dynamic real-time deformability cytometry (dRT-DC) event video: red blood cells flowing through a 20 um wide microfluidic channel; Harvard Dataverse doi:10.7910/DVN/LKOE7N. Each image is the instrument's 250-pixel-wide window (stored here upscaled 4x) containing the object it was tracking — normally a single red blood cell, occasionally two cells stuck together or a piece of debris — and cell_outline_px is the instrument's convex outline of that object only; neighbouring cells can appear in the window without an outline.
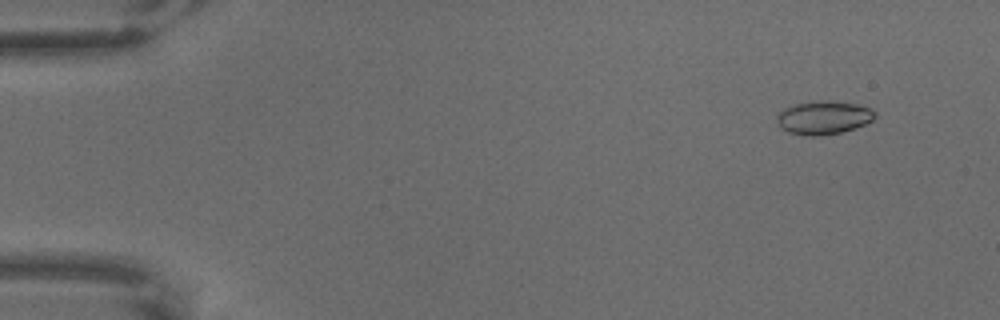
{"species": "common noctule bat (a hibernating species)", "species_latin": "Nyctalus noctula", "temperature_condition": "warm", "stored_images_in_passage": 6, "camera_frame_rate_fps": 3000, "um_per_image_px": 0.085, "animal": {"sex": "male", "body_mass_g": 18.8}, "frame": {"image": 1, "passage_image": 2, "time_ms": 0.333, "image_size_px": [1000, 320], "cell_outline_px": [[876, 116], [872, 120], [864, 124], [840, 132], [820, 136], [808, 136], [788, 132], [780, 128], [776, 120], [776, 116], [784, 108], [796, 104], [816, 100], [828, 100], [856, 104], [872, 108], [876, 112]], "centroid_in_image_um": [69.98, 9.99], "position_along_channel_um": 15.0, "area_um2": 19.13}}
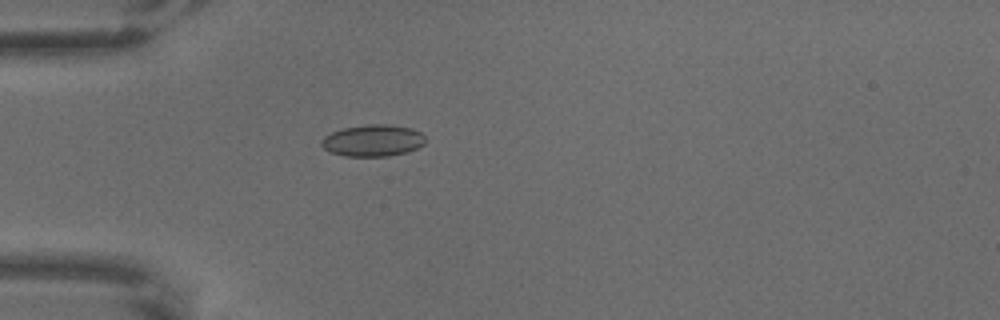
{"frame": {"image": 2, "passage_image": 6, "time_ms": 1.667, "image_size_px": [1000, 320], "cell_outline_px": [[424, 144], [408, 152], [388, 156], [344, 156], [332, 152], [324, 148], [320, 144], [324, 136], [332, 132], [344, 128], [368, 124], [388, 124], [412, 128], [420, 132], [424, 136]], "centroid_in_image_um": [31.7, 11.94], "position_along_channel_um": 53.3, "area_um2": 19.13}}